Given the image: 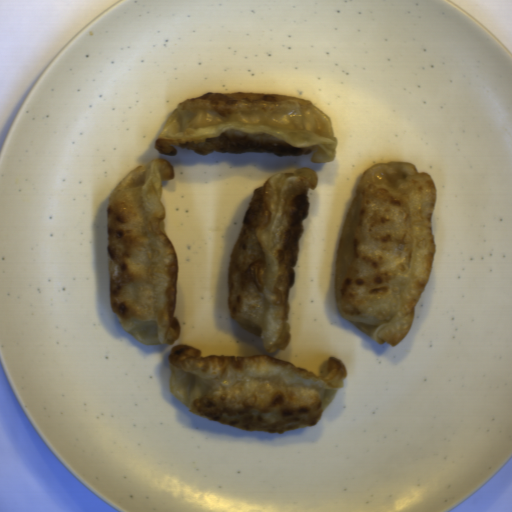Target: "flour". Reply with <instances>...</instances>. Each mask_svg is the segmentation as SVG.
<instances>
[{
	"instance_id": "4",
	"label": "flour",
	"mask_w": 512,
	"mask_h": 512,
	"mask_svg": "<svg viewBox=\"0 0 512 512\" xmlns=\"http://www.w3.org/2000/svg\"><path fill=\"white\" fill-rule=\"evenodd\" d=\"M313 169L275 173L253 189L229 255L227 304L240 329L257 335L265 352L289 347V297L295 283L299 240L307 217Z\"/></svg>"
},
{
	"instance_id": "2",
	"label": "flour",
	"mask_w": 512,
	"mask_h": 512,
	"mask_svg": "<svg viewBox=\"0 0 512 512\" xmlns=\"http://www.w3.org/2000/svg\"><path fill=\"white\" fill-rule=\"evenodd\" d=\"M169 390L189 411L249 431L282 434L318 423L348 370L328 356L321 375L268 355L202 356L184 344L168 353Z\"/></svg>"
},
{
	"instance_id": "3",
	"label": "flour",
	"mask_w": 512,
	"mask_h": 512,
	"mask_svg": "<svg viewBox=\"0 0 512 512\" xmlns=\"http://www.w3.org/2000/svg\"><path fill=\"white\" fill-rule=\"evenodd\" d=\"M171 162L154 158L128 173L107 206L109 302L127 334L145 345H172L178 266L165 231L162 183L174 179Z\"/></svg>"
},
{
	"instance_id": "1",
	"label": "flour",
	"mask_w": 512,
	"mask_h": 512,
	"mask_svg": "<svg viewBox=\"0 0 512 512\" xmlns=\"http://www.w3.org/2000/svg\"><path fill=\"white\" fill-rule=\"evenodd\" d=\"M436 185L411 162L374 163L344 221L335 274L339 313L379 342L408 334L431 275Z\"/></svg>"
},
{
	"instance_id": "5",
	"label": "flour",
	"mask_w": 512,
	"mask_h": 512,
	"mask_svg": "<svg viewBox=\"0 0 512 512\" xmlns=\"http://www.w3.org/2000/svg\"><path fill=\"white\" fill-rule=\"evenodd\" d=\"M337 138L331 118L311 101L265 93H212L183 101L154 142L160 155L175 148L200 155L272 153L311 155L312 163L334 161Z\"/></svg>"
}]
</instances>
